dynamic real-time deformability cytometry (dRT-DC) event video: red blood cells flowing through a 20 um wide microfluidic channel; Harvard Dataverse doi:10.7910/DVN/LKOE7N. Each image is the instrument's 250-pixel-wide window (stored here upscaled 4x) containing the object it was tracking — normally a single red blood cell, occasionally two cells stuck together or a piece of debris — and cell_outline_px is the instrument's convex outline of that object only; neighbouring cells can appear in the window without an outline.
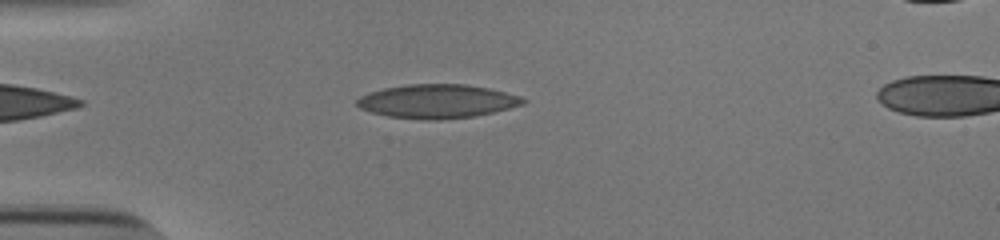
{"species": "human", "species_latin": "Homo sapiens", "temperature_condition": "cold", "stored_images_in_passage": 39, "camera_frame_rate_fps": 3000, "um_per_image_px": 0.085, "donor": {"sex": "male"}, "frame": {"image": 1, "passage_image": 2, "time_ms": 0.333, "image_size_px": [1000, 240], "cell_outline_px": [[528, 100], [524, 104], [492, 112], [472, 116], [440, 120], [424, 120], [388, 116], [372, 112], [360, 108], [356, 104], [356, 100], [360, 96], [368, 92], [384, 88], [408, 84], [464, 84], [488, 88], [520, 96]], "centroid_in_image_um": [37.13, 8.61], "position_along_channel_um": 47.9, "area_um2": 32.6}}
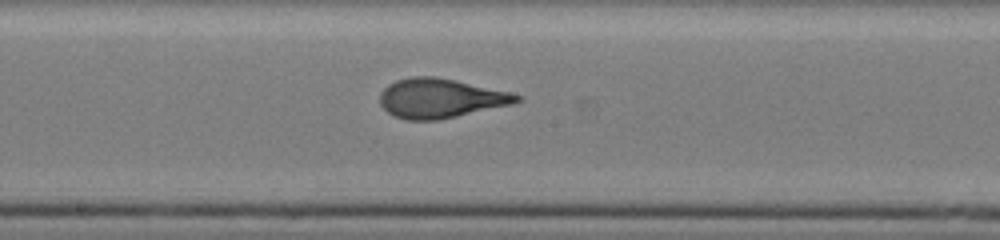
{"frame": {"image": 2, "passage_image": 16, "time_ms": 5.0, "image_size_px": [1000, 240], "cell_outline_px": [[524, 100], [512, 104], [456, 116], [436, 120], [408, 120], [396, 116], [388, 112], [380, 104], [380, 92], [388, 84], [396, 80], [412, 76], [432, 76], [456, 80], [508, 92], [524, 96]], "centroid_in_image_um": [37.43, 8.34], "position_along_channel_um": 210.8, "area_um2": 31.21}}
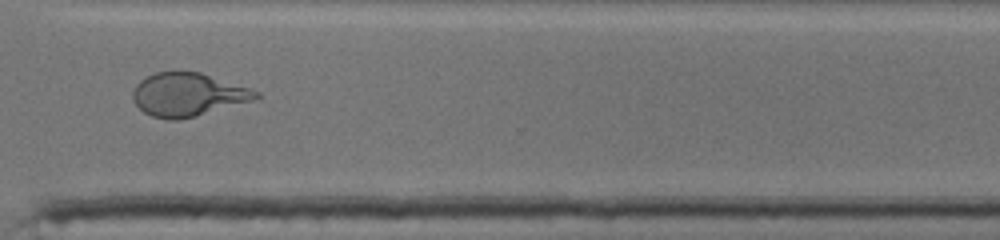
{"frame": {"image": 3, "passage_image": 27, "time_ms": 8.667, "image_size_px": [1000, 240], "cell_outline_px": [[260, 96], [256, 100], [176, 120], [168, 120], [152, 116], [144, 112], [132, 100], [132, 92], [136, 84], [144, 76], [156, 72], [200, 72], [260, 92]], "centroid_in_image_um": [15.93, 8.03], "position_along_channel_um": 354.7, "area_um2": 30.75}, "authors_computed_cell_mechanics": {"area_um2": 31.212, "velocity_mm_per_s": 3.9194, "shape_relaxation_time_tau1_ms": 6.46, "shape_relaxation_time_tau2_ms": 0.6713, "deformation_change_tau1": 0.2243, "deformation_change_tau2": 0.0724}}